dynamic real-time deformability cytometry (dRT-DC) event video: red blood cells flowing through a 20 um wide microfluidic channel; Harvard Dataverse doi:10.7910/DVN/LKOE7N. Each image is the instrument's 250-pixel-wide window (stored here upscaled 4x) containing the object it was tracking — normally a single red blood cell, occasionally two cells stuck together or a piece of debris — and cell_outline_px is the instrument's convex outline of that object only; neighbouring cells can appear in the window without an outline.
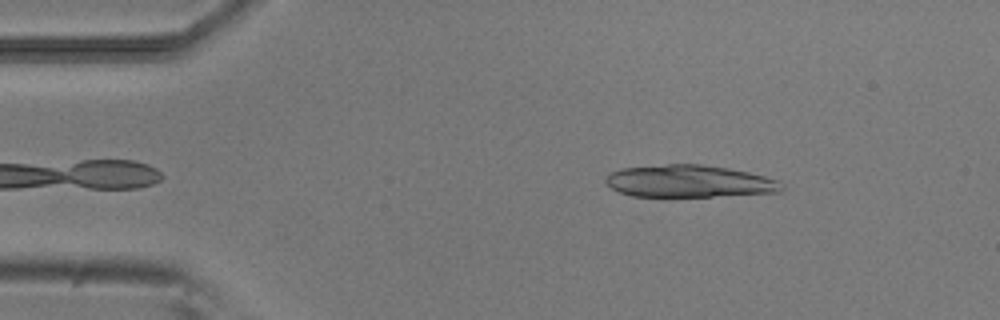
{"species": "common noctule bat (a hibernating species)", "species_latin": "Nyctalus noctula", "temperature_condition": "room temperature", "stored_images_in_passage": 44, "segment_of_instrument_passage": [1, 2], "camera_frame_rate_fps": 3000, "um_per_image_px": 0.085, "animal": {"sex": "male", "body_mass_g": 20.5, "forearm_length_mm": 52.5}, "frame": {"image": 1, "passage_image": 1, "time_ms": 0.0, "image_size_px": [1000, 320], "cell_outline_px": [[784, 188], [780, 192], [712, 196], [632, 196], [620, 192], [612, 188], [604, 180], [604, 176], [608, 172], [620, 168], [668, 164], [700, 164], [728, 168], [748, 172], [780, 180], [784, 184]], "centroid_in_image_um": [58.57, 15.4], "position_along_channel_um": 26.4, "area_um2": 33.18}}